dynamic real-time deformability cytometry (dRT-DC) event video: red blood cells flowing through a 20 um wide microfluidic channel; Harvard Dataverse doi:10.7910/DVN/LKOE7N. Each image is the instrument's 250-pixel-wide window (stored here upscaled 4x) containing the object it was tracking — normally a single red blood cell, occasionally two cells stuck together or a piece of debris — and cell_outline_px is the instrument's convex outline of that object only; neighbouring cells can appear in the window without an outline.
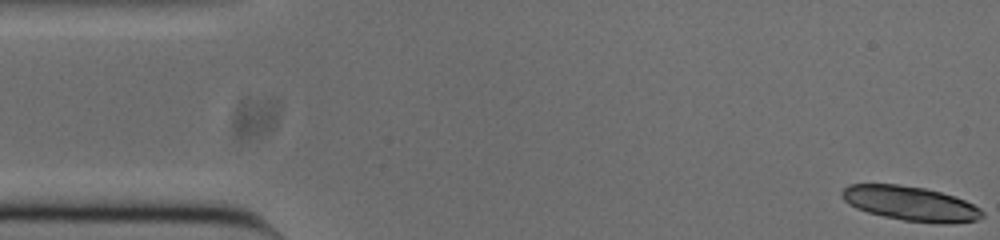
{"species": "common noctule bat (a hibernating species)", "species_latin": "Nyctalus noctula", "temperature_condition": "cold", "stored_images_in_passage": 31, "camera_frame_rate_fps": 3000, "um_per_image_px": 0.085, "animal": {"sex": "male", "body_mass_g": 20.0, "forearm_length_mm": 53.3}, "frame": {"image": 1, "passage_image": 1, "time_ms": 0.0, "image_size_px": [1000, 240], "cell_outline_px": [[984, 216], [976, 220], [952, 224], [944, 224], [904, 220], [884, 216], [868, 212], [856, 208], [848, 204], [840, 196], [840, 192], [848, 184], [896, 184], [924, 188], [940, 192], [964, 200], [980, 208], [984, 212]], "centroid_in_image_um": [77.38, 17.3], "position_along_channel_um": 7.6, "area_um2": 28.21}}
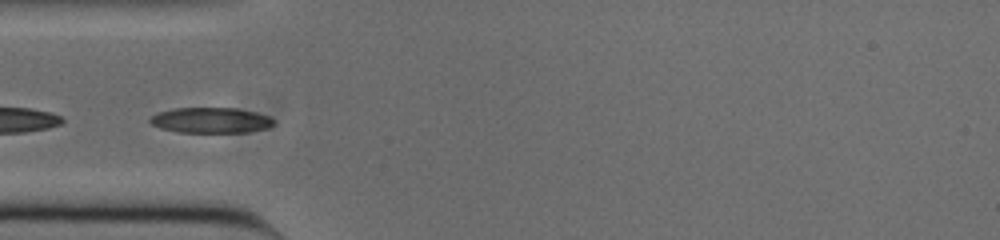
{"frame": {"image": 2, "passage_image": 16, "time_ms": 5.0, "image_size_px": [1000, 240], "cell_outline_px": [[272, 124], [268, 128], [248, 132], [176, 132], [160, 128], [152, 124], [148, 120], [152, 116], [160, 112], [176, 108], [236, 108], [256, 112], [268, 116], [272, 120]], "centroid_in_image_um": [17.9, 10.22], "position_along_channel_um": 67.1, "area_um2": 18.21}}
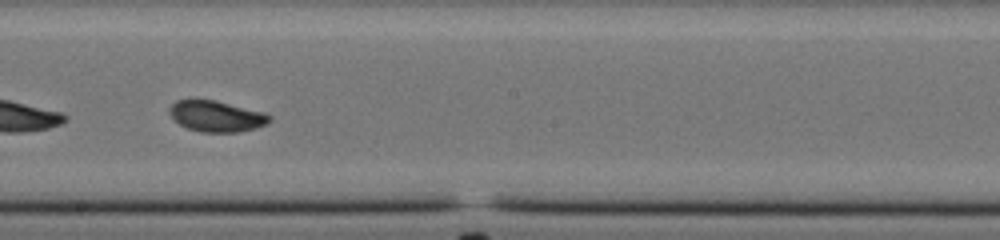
{"frame": {"image": 3, "passage_image": 29, "time_ms": 9.333, "image_size_px": [1000, 240], "cell_outline_px": [[272, 120], [256, 128], [236, 132], [200, 132], [188, 128], [180, 124], [168, 112], [168, 108], [176, 100], [216, 100], [264, 112], [272, 116]], "centroid_in_image_um": [18.41, 9.87], "position_along_channel_um": 229.8, "area_um2": 17.98}}